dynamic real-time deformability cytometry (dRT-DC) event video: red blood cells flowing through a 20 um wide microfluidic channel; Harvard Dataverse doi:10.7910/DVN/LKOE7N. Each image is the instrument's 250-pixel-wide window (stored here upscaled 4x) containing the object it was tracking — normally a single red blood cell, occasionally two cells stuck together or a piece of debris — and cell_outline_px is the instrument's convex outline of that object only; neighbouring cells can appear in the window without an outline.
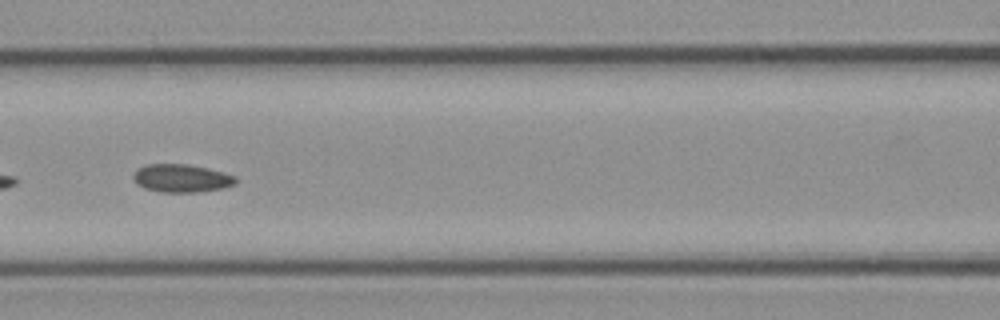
{"species": "common noctule bat (a hibernating species)", "species_latin": "Nyctalus noctula", "temperature_condition": "cold", "stored_images_in_passage": 29, "segment_of_instrument_passage": [2, 2], "camera_frame_rate_fps": 3000, "um_per_image_px": 0.085, "animal": {"sex": "female", "body_mass_g": 21.9}, "frame": {"image": 1, "passage_image": 23, "time_ms": 7.333, "image_size_px": [1000, 320], "cell_outline_px": [[236, 184], [224, 188], [200, 192], [160, 192], [144, 188], [136, 184], [132, 176], [136, 168], [148, 164], [188, 164], [208, 168], [224, 172], [236, 176]], "centroid_in_image_um": [15.42, 15.15], "position_along_channel_um": 151.2, "area_um2": 16.99}}